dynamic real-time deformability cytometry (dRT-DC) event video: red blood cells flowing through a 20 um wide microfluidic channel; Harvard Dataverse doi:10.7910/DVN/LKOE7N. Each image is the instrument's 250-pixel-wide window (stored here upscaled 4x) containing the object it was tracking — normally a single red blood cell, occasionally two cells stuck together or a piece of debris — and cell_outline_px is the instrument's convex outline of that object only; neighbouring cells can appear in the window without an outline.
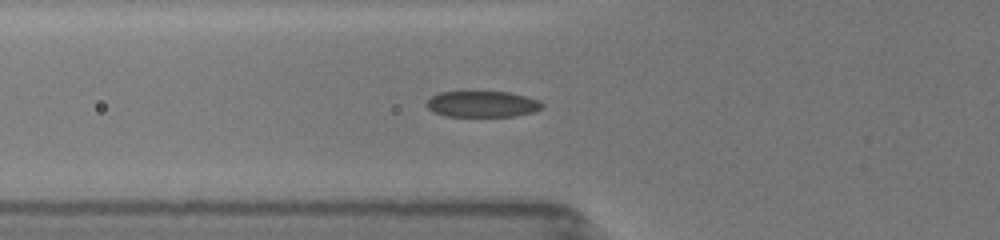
{"species": "common noctule bat (a hibernating species)", "species_latin": "Nyctalus noctula", "temperature_condition": "room temperature", "stored_images_in_passage": 8, "camera_frame_rate_fps": 3000, "um_per_image_px": 0.085, "animal": {"sex": "female", "body_mass_g": 19.5, "forearm_length_mm": 54.1}, "frame": {"image": 1, "passage_image": 3, "time_ms": 0.333, "image_size_px": [1000, 240], "cell_outline_px": [[544, 104], [540, 108], [532, 112], [516, 116], [444, 116], [432, 112], [424, 104], [432, 96], [440, 92], [464, 88], [472, 88], [508, 92], [540, 100]], "centroid_in_image_um": [40.91, 8.78], "position_along_channel_um": 84.9, "area_um2": 18.61}}